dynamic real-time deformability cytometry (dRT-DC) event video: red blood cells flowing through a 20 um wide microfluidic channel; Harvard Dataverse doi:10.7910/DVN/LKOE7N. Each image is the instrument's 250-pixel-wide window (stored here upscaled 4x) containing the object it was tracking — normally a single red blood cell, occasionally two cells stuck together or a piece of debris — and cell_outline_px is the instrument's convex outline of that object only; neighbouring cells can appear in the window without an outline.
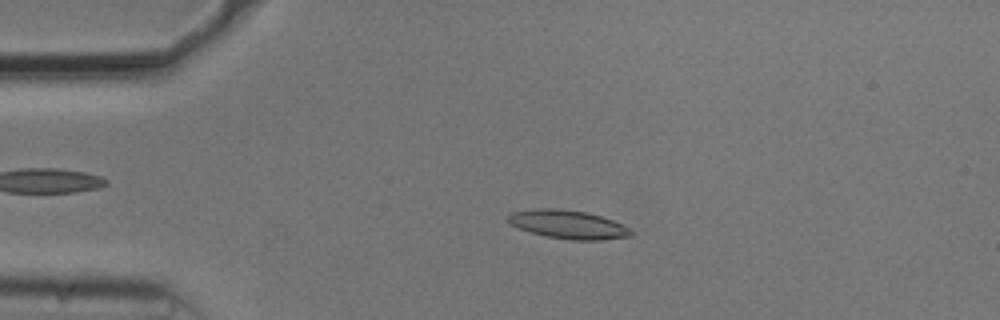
{"species": "common noctule bat (a hibernating species)", "species_latin": "Nyctalus noctula", "temperature_condition": "cold", "stored_images_in_passage": 53, "camera_frame_rate_fps": 3000, "um_per_image_px": 0.085, "animal": {"sex": "male", "body_mass_g": 20.5, "forearm_length_mm": 52.5}, "frame": {"image": 1, "passage_image": 11, "time_ms": 3.333, "image_size_px": [1000, 320], "cell_outline_px": [[632, 236], [600, 240], [572, 240], [544, 236], [520, 228], [512, 224], [508, 220], [508, 216], [512, 212], [540, 208], [552, 208], [584, 212], [600, 216], [612, 220], [628, 228], [632, 232]], "centroid_in_image_um": [48.29, 19.09], "position_along_channel_um": 36.7, "area_um2": 20.0}}
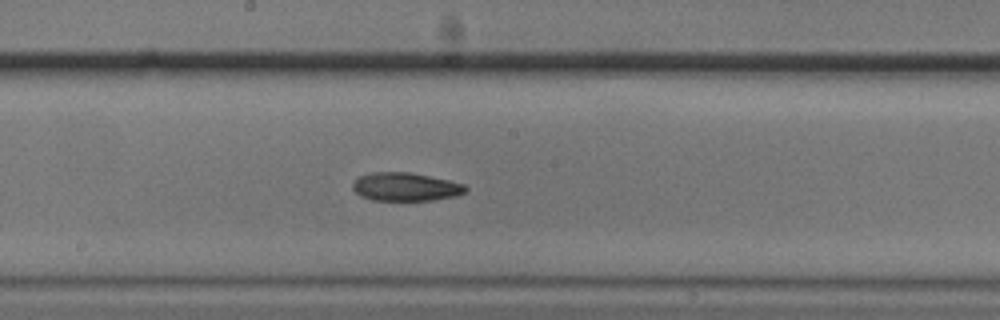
{"frame": {"image": 2, "passage_image": 28, "time_ms": 9.0, "image_size_px": [1000, 320], "cell_outline_px": [[468, 188], [464, 192], [456, 196], [432, 200], [372, 200], [360, 196], [352, 188], [352, 184], [360, 176], [372, 172], [408, 172], [448, 180], [464, 184]], "centroid_in_image_um": [34.46, 15.88], "position_along_channel_um": 213.7, "area_um2": 18.5}}
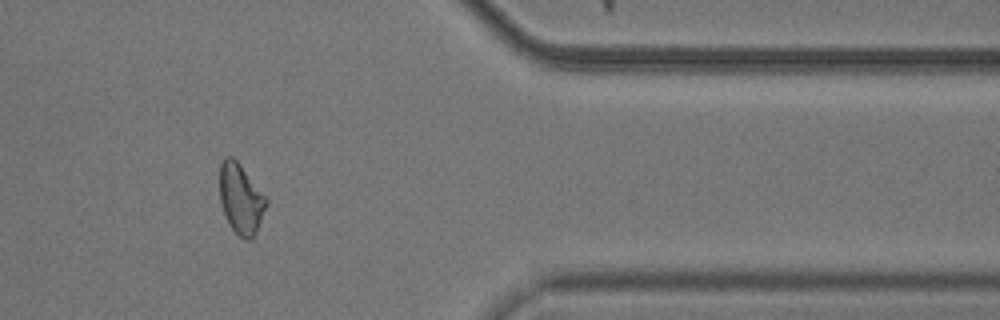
{"frame": {"image": 3, "passage_image": 44, "time_ms": 14.333, "image_size_px": [1000, 320], "cell_outline_px": [[268, 204], [252, 240], [244, 240], [232, 228], [224, 212], [220, 200], [220, 164], [224, 156], [232, 156], [240, 164], [268, 200]], "centroid_in_image_um": [20.47, 16.89], "position_along_channel_um": 390.9, "area_um2": 18.79}, "authors_computed_cell_mechanics": {"area_um2": 19.5364, "velocity_mm_per_s": 3.7223, "shape_relaxation_time_tau1_ms": 8.6828, "shape_relaxation_time_tau2_ms": 5.4798, "deformation_change_tau1": 0.2007, "deformation_change_tau2": 0.1197}}